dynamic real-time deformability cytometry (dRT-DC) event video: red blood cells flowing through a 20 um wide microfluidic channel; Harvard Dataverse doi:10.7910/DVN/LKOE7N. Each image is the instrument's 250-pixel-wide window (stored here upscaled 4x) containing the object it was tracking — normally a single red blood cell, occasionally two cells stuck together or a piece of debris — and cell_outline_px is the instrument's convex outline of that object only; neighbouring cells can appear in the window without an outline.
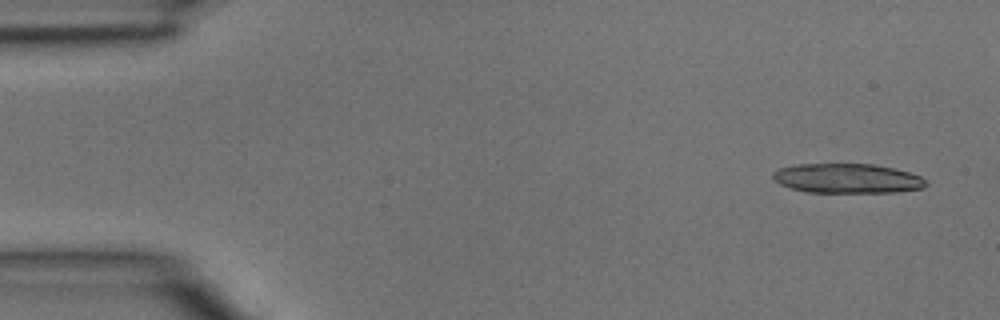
{"species": "common noctule bat (a hibernating species)", "species_latin": "Nyctalus noctula", "temperature_condition": "room temperature", "stored_images_in_passage": 4, "camera_frame_rate_fps": 3000, "um_per_image_px": 0.085, "animal": {"sex": "male", "body_mass_g": 15.6}, "frame": {"image": 1, "passage_image": 1, "time_ms": 0.0, "image_size_px": [1000, 320], "cell_outline_px": [[928, 184], [924, 188], [896, 192], [804, 192], [780, 184], [772, 180], [772, 172], [780, 168], [796, 164], [872, 164], [892, 168], [908, 172], [920, 176]], "centroid_in_image_um": [71.98, 15.17], "position_along_channel_um": 13.0, "area_um2": 26.36}}